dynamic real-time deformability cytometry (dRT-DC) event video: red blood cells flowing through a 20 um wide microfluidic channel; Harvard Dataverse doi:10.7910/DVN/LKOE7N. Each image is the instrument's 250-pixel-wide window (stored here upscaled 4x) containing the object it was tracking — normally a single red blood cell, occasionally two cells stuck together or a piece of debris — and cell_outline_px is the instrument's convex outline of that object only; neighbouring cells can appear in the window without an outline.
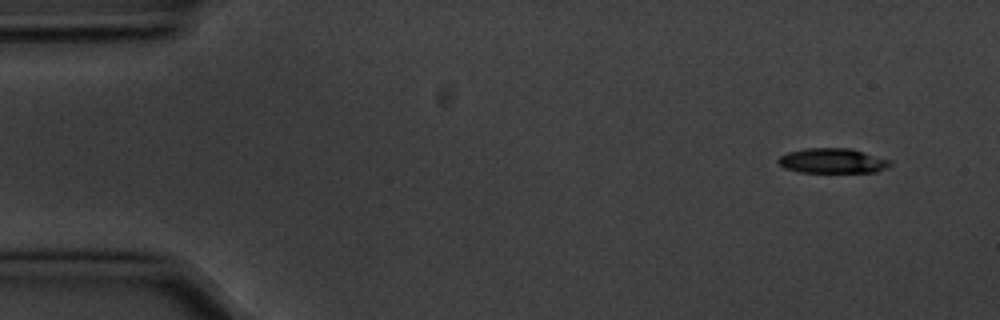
{"species": "common noctule bat (a hibernating species)", "species_latin": "Nyctalus noctula", "temperature_condition": "cold", "stored_images_in_passage": 4, "camera_frame_rate_fps": 3000, "um_per_image_px": 0.085, "animal": {"sex": "male", "body_mass_g": 20.1, "forearm_length_mm": 53.5}, "frame": {"image": 1, "passage_image": 1, "time_ms": 0.0, "image_size_px": [1000, 320], "cell_outline_px": [[892, 164], [888, 168], [876, 172], [800, 172], [784, 168], [776, 160], [780, 156], [788, 152], [804, 148], [852, 148], [888, 160]], "centroid_in_image_um": [70.74, 13.67], "position_along_channel_um": 14.3, "area_um2": 16.24}}
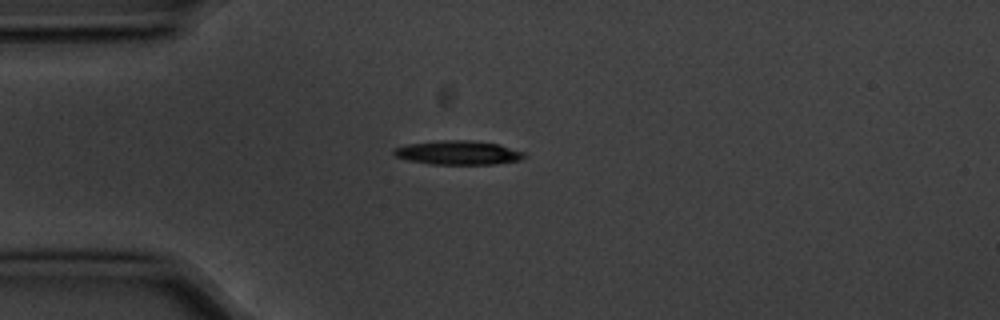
{"frame": {"image": 2, "passage_image": 4, "time_ms": 1.0, "image_size_px": [1000, 320], "cell_outline_px": [[528, 156], [520, 160], [492, 164], [432, 164], [408, 160], [396, 156], [392, 152], [392, 148], [408, 144], [440, 140], [472, 140], [500, 144], [524, 152]], "centroid_in_image_um": [38.96, 12.97], "position_along_channel_um": 46.0, "area_um2": 18.32}}